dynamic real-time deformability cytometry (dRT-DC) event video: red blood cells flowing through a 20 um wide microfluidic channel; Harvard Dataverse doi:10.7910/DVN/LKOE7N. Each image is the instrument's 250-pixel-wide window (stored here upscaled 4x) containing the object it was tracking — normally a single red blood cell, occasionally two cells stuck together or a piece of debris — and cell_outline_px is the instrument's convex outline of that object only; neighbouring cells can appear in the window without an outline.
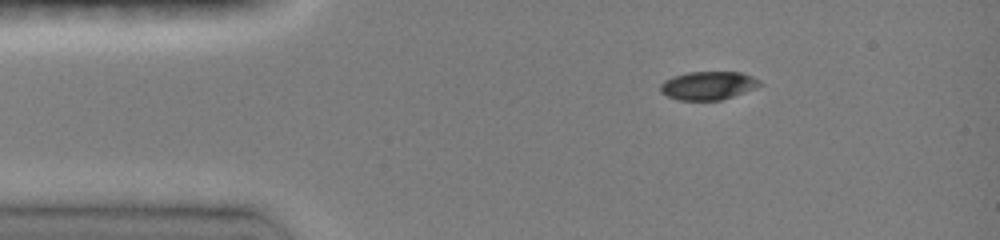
{"species": "common noctule bat (a hibernating species)", "species_latin": "Nyctalus noctula", "temperature_condition": "room temperature", "stored_images_in_passage": 54, "camera_frame_rate_fps": 3000, "um_per_image_px": 0.085, "animal": {"sex": "female", "body_mass_g": 19.0, "forearm_length_mm": 51.5}, "frame": {"image": 1, "passage_image": 1, "time_ms": 0.0, "image_size_px": [1000, 240], "cell_outline_px": [[764, 84], [756, 88], [720, 100], [680, 100], [668, 96], [660, 92], [660, 84], [664, 80], [672, 76], [688, 72], [740, 72], [752, 76], [760, 80]], "centroid_in_image_um": [60.19, 7.26], "position_along_channel_um": 24.8, "area_um2": 16.47}}
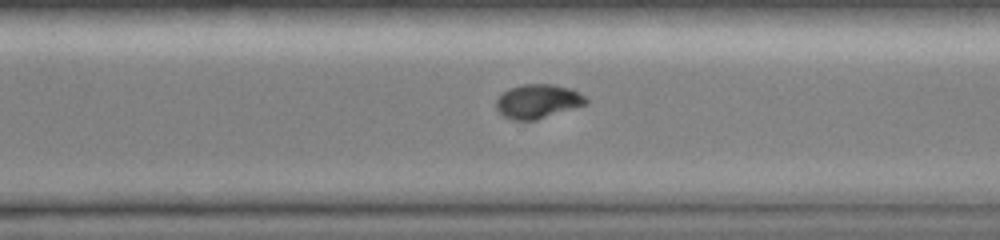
{"frame": {"image": 2, "passage_image": 35, "time_ms": 8.667, "image_size_px": [1000, 240], "cell_outline_px": [[588, 104], [536, 120], [512, 120], [504, 116], [496, 108], [496, 100], [508, 88], [524, 84], [552, 84], [568, 88], [580, 92], [588, 100]], "centroid_in_image_um": [45.73, 8.61], "position_along_channel_um": 324.9, "area_um2": 17.8}}
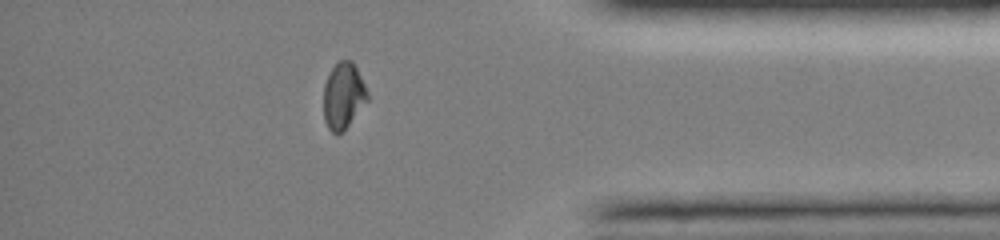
{"frame": {"image": 3, "passage_image": 45, "time_ms": 11.0, "image_size_px": [1000, 240], "cell_outline_px": [[368, 100], [348, 124], [340, 132], [332, 132], [328, 128], [324, 120], [324, 84], [332, 68], [340, 60], [352, 60], [368, 92]], "centroid_in_image_um": [29.17, 8.11], "position_along_channel_um": 406.0, "area_um2": 16.47}, "authors_computed_cell_mechanics": {"area_um2": 17.9469, "velocity_mm_per_s": 4.0775, "shape_relaxation_time_tau1_ms": 3.4601, "shape_relaxation_time_tau2_ms": null, "deformation_change_tau1": 0.1815, "deformation_change_tau2": null}}